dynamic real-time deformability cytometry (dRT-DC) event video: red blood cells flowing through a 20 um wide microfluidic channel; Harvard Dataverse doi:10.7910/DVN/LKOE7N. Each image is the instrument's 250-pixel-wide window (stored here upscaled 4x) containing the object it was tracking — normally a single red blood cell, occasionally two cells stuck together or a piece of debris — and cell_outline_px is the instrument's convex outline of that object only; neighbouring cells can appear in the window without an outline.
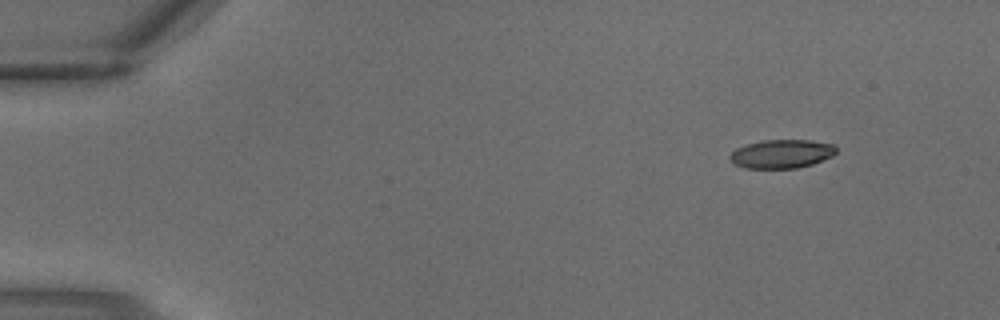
{"species": "common noctule bat (a hibernating species)", "species_latin": "Nyctalus noctula", "temperature_condition": "warm", "stored_images_in_passage": 3, "segment_of_instrument_passage": [1, 2], "camera_frame_rate_fps": 3000, "um_per_image_px": 0.085, "animal": {"sex": "male", "body_mass_g": 18.8}, "frame": {"image": 1, "passage_image": 1, "time_ms": 0.0, "image_size_px": [1000, 320], "cell_outline_px": [[836, 152], [832, 156], [812, 164], [796, 168], [744, 168], [736, 164], [728, 156], [736, 148], [744, 144], [764, 140], [808, 140], [832, 144], [836, 148]], "centroid_in_image_um": [66.42, 13.07], "position_along_channel_um": 18.6, "area_um2": 17.63}}